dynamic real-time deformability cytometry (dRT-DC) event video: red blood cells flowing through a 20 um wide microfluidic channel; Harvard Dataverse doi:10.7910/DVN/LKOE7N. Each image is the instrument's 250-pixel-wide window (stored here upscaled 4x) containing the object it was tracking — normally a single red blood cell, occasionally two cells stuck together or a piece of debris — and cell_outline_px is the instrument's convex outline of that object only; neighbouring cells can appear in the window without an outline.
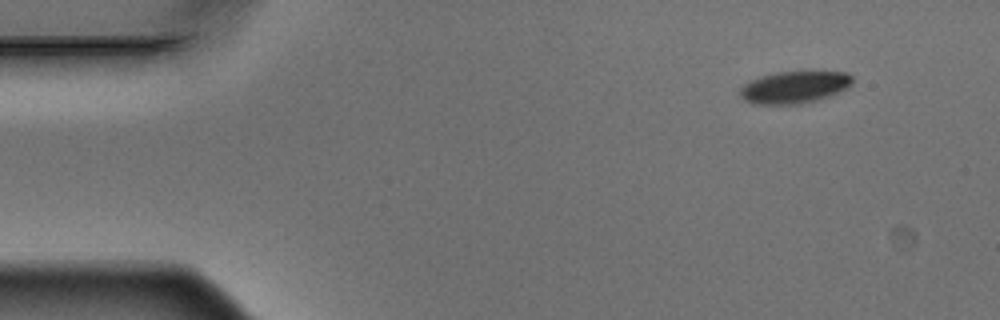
{"species": "Egyptian fruit bat (a non-hibernating species)", "species_latin": "Rousettus aegyptiacus", "temperature_condition": "warm", "stored_images_in_passage": 4, "camera_frame_rate_fps": 3000, "um_per_image_px": 0.085, "animal": {"sex": "male"}, "frame": {"image": 1, "passage_image": 1, "time_ms": 0.0, "image_size_px": [1000, 320], "cell_outline_px": [[852, 84], [848, 88], [828, 96], [816, 100], [800, 104], [752, 104], [744, 100], [740, 96], [740, 88], [744, 84], [760, 76], [776, 72], [848, 72], [852, 76]], "centroid_in_image_um": [67.51, 7.42], "position_along_channel_um": 17.5, "area_um2": 20.98}}
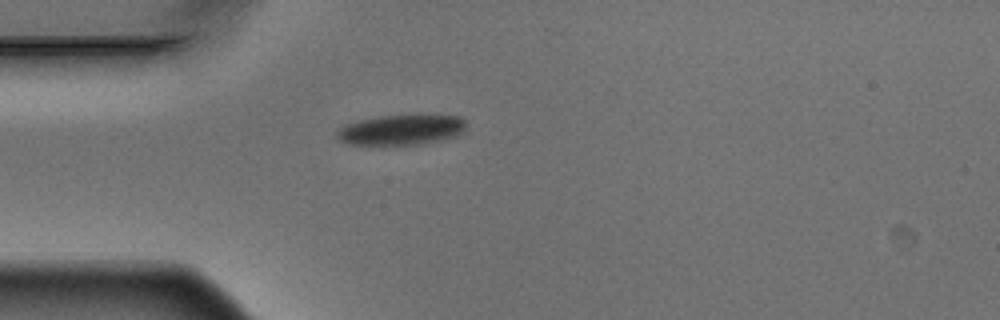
{"frame": {"image": 2, "passage_image": 4, "time_ms": 1.0, "image_size_px": [1000, 320], "cell_outline_px": [[464, 132], [456, 136], [440, 140], [420, 144], [348, 144], [340, 140], [336, 136], [336, 132], [344, 124], [376, 116], [416, 112], [460, 116], [464, 120]], "centroid_in_image_um": [34.15, 10.97], "position_along_channel_um": 50.9, "area_um2": 23.58}}